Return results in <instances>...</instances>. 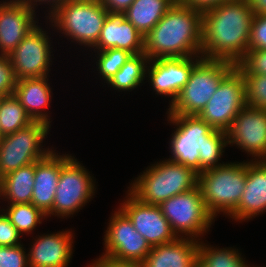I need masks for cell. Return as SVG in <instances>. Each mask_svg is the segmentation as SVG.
<instances>
[{
	"label": "cell",
	"mask_w": 266,
	"mask_h": 267,
	"mask_svg": "<svg viewBox=\"0 0 266 267\" xmlns=\"http://www.w3.org/2000/svg\"><path fill=\"white\" fill-rule=\"evenodd\" d=\"M61 173V154L51 150L35 162V180L31 203L47 215L53 208Z\"/></svg>",
	"instance_id": "obj_21"
},
{
	"label": "cell",
	"mask_w": 266,
	"mask_h": 267,
	"mask_svg": "<svg viewBox=\"0 0 266 267\" xmlns=\"http://www.w3.org/2000/svg\"><path fill=\"white\" fill-rule=\"evenodd\" d=\"M228 145L252 156V161L266 160V110L243 107L226 131Z\"/></svg>",
	"instance_id": "obj_14"
},
{
	"label": "cell",
	"mask_w": 266,
	"mask_h": 267,
	"mask_svg": "<svg viewBox=\"0 0 266 267\" xmlns=\"http://www.w3.org/2000/svg\"><path fill=\"white\" fill-rule=\"evenodd\" d=\"M93 51L117 48L132 55L143 53L144 36L126 20L124 13L108 12L97 43Z\"/></svg>",
	"instance_id": "obj_20"
},
{
	"label": "cell",
	"mask_w": 266,
	"mask_h": 267,
	"mask_svg": "<svg viewBox=\"0 0 266 267\" xmlns=\"http://www.w3.org/2000/svg\"><path fill=\"white\" fill-rule=\"evenodd\" d=\"M242 75L245 82L246 105L266 110V75Z\"/></svg>",
	"instance_id": "obj_32"
},
{
	"label": "cell",
	"mask_w": 266,
	"mask_h": 267,
	"mask_svg": "<svg viewBox=\"0 0 266 267\" xmlns=\"http://www.w3.org/2000/svg\"><path fill=\"white\" fill-rule=\"evenodd\" d=\"M175 3L176 0H135L124 14L145 37Z\"/></svg>",
	"instance_id": "obj_25"
},
{
	"label": "cell",
	"mask_w": 266,
	"mask_h": 267,
	"mask_svg": "<svg viewBox=\"0 0 266 267\" xmlns=\"http://www.w3.org/2000/svg\"><path fill=\"white\" fill-rule=\"evenodd\" d=\"M22 2H25L27 5H29L31 8L37 10L38 8H36L38 5L41 6V4L43 5H47L48 9L46 10L48 13L45 15H50L59 5L64 4L65 2L69 1V0H20ZM46 3V4H45ZM38 4V5H37ZM49 10V11H48Z\"/></svg>",
	"instance_id": "obj_41"
},
{
	"label": "cell",
	"mask_w": 266,
	"mask_h": 267,
	"mask_svg": "<svg viewBox=\"0 0 266 267\" xmlns=\"http://www.w3.org/2000/svg\"><path fill=\"white\" fill-rule=\"evenodd\" d=\"M203 10L175 3L144 37L150 59L201 55Z\"/></svg>",
	"instance_id": "obj_2"
},
{
	"label": "cell",
	"mask_w": 266,
	"mask_h": 267,
	"mask_svg": "<svg viewBox=\"0 0 266 267\" xmlns=\"http://www.w3.org/2000/svg\"><path fill=\"white\" fill-rule=\"evenodd\" d=\"M32 122L14 93L0 97V129L3 136L14 133Z\"/></svg>",
	"instance_id": "obj_28"
},
{
	"label": "cell",
	"mask_w": 266,
	"mask_h": 267,
	"mask_svg": "<svg viewBox=\"0 0 266 267\" xmlns=\"http://www.w3.org/2000/svg\"><path fill=\"white\" fill-rule=\"evenodd\" d=\"M25 249L23 244L0 246V267H29Z\"/></svg>",
	"instance_id": "obj_34"
},
{
	"label": "cell",
	"mask_w": 266,
	"mask_h": 267,
	"mask_svg": "<svg viewBox=\"0 0 266 267\" xmlns=\"http://www.w3.org/2000/svg\"><path fill=\"white\" fill-rule=\"evenodd\" d=\"M35 180V162L0 178V200L11 204L31 203Z\"/></svg>",
	"instance_id": "obj_24"
},
{
	"label": "cell",
	"mask_w": 266,
	"mask_h": 267,
	"mask_svg": "<svg viewBox=\"0 0 266 267\" xmlns=\"http://www.w3.org/2000/svg\"><path fill=\"white\" fill-rule=\"evenodd\" d=\"M199 241L179 238L153 246L141 267H196L198 265Z\"/></svg>",
	"instance_id": "obj_23"
},
{
	"label": "cell",
	"mask_w": 266,
	"mask_h": 267,
	"mask_svg": "<svg viewBox=\"0 0 266 267\" xmlns=\"http://www.w3.org/2000/svg\"><path fill=\"white\" fill-rule=\"evenodd\" d=\"M88 267H141L137 264L123 263L111 260L109 258L99 256Z\"/></svg>",
	"instance_id": "obj_40"
},
{
	"label": "cell",
	"mask_w": 266,
	"mask_h": 267,
	"mask_svg": "<svg viewBox=\"0 0 266 267\" xmlns=\"http://www.w3.org/2000/svg\"><path fill=\"white\" fill-rule=\"evenodd\" d=\"M203 242L202 239L199 241L198 265L200 267H255L247 264L248 261H245L244 255L236 247H213L214 245Z\"/></svg>",
	"instance_id": "obj_27"
},
{
	"label": "cell",
	"mask_w": 266,
	"mask_h": 267,
	"mask_svg": "<svg viewBox=\"0 0 266 267\" xmlns=\"http://www.w3.org/2000/svg\"><path fill=\"white\" fill-rule=\"evenodd\" d=\"M159 207L179 238L200 241L215 222L205 207L199 186L167 199Z\"/></svg>",
	"instance_id": "obj_8"
},
{
	"label": "cell",
	"mask_w": 266,
	"mask_h": 267,
	"mask_svg": "<svg viewBox=\"0 0 266 267\" xmlns=\"http://www.w3.org/2000/svg\"><path fill=\"white\" fill-rule=\"evenodd\" d=\"M246 106L245 82L242 73L234 67L219 83L199 116L212 128L227 131Z\"/></svg>",
	"instance_id": "obj_12"
},
{
	"label": "cell",
	"mask_w": 266,
	"mask_h": 267,
	"mask_svg": "<svg viewBox=\"0 0 266 267\" xmlns=\"http://www.w3.org/2000/svg\"><path fill=\"white\" fill-rule=\"evenodd\" d=\"M35 11L20 0L0 1V55L9 56L39 23Z\"/></svg>",
	"instance_id": "obj_17"
},
{
	"label": "cell",
	"mask_w": 266,
	"mask_h": 267,
	"mask_svg": "<svg viewBox=\"0 0 266 267\" xmlns=\"http://www.w3.org/2000/svg\"><path fill=\"white\" fill-rule=\"evenodd\" d=\"M247 160L245 190L237 208L228 216L240 223L266 212V160Z\"/></svg>",
	"instance_id": "obj_19"
},
{
	"label": "cell",
	"mask_w": 266,
	"mask_h": 267,
	"mask_svg": "<svg viewBox=\"0 0 266 267\" xmlns=\"http://www.w3.org/2000/svg\"><path fill=\"white\" fill-rule=\"evenodd\" d=\"M202 58L201 55H196L150 60L146 70V80L155 94L170 97V106L189 80L192 69Z\"/></svg>",
	"instance_id": "obj_15"
},
{
	"label": "cell",
	"mask_w": 266,
	"mask_h": 267,
	"mask_svg": "<svg viewBox=\"0 0 266 267\" xmlns=\"http://www.w3.org/2000/svg\"><path fill=\"white\" fill-rule=\"evenodd\" d=\"M21 234L0 209V246L21 245Z\"/></svg>",
	"instance_id": "obj_37"
},
{
	"label": "cell",
	"mask_w": 266,
	"mask_h": 267,
	"mask_svg": "<svg viewBox=\"0 0 266 267\" xmlns=\"http://www.w3.org/2000/svg\"><path fill=\"white\" fill-rule=\"evenodd\" d=\"M104 232V253L101 256L123 263L140 265L151 250V245L133 227L131 220L117 208L109 217Z\"/></svg>",
	"instance_id": "obj_10"
},
{
	"label": "cell",
	"mask_w": 266,
	"mask_h": 267,
	"mask_svg": "<svg viewBox=\"0 0 266 267\" xmlns=\"http://www.w3.org/2000/svg\"><path fill=\"white\" fill-rule=\"evenodd\" d=\"M94 53V57L97 58H94L96 61L94 70L97 69L100 79L105 80L104 83H107L132 55L127 50L117 48L94 51Z\"/></svg>",
	"instance_id": "obj_31"
},
{
	"label": "cell",
	"mask_w": 266,
	"mask_h": 267,
	"mask_svg": "<svg viewBox=\"0 0 266 267\" xmlns=\"http://www.w3.org/2000/svg\"><path fill=\"white\" fill-rule=\"evenodd\" d=\"M254 16L248 0H231L203 10L201 56L236 65L248 51Z\"/></svg>",
	"instance_id": "obj_1"
},
{
	"label": "cell",
	"mask_w": 266,
	"mask_h": 267,
	"mask_svg": "<svg viewBox=\"0 0 266 267\" xmlns=\"http://www.w3.org/2000/svg\"><path fill=\"white\" fill-rule=\"evenodd\" d=\"M71 154L61 155V173L52 210L47 218H66L78 213L95 196L94 175ZM96 187V188H95ZM75 213V214H74Z\"/></svg>",
	"instance_id": "obj_7"
},
{
	"label": "cell",
	"mask_w": 266,
	"mask_h": 267,
	"mask_svg": "<svg viewBox=\"0 0 266 267\" xmlns=\"http://www.w3.org/2000/svg\"><path fill=\"white\" fill-rule=\"evenodd\" d=\"M16 85L9 56L0 55V97L14 93Z\"/></svg>",
	"instance_id": "obj_36"
},
{
	"label": "cell",
	"mask_w": 266,
	"mask_h": 267,
	"mask_svg": "<svg viewBox=\"0 0 266 267\" xmlns=\"http://www.w3.org/2000/svg\"><path fill=\"white\" fill-rule=\"evenodd\" d=\"M235 67L225 60L202 58L192 69L177 99L168 106V115H199L216 92L221 80Z\"/></svg>",
	"instance_id": "obj_6"
},
{
	"label": "cell",
	"mask_w": 266,
	"mask_h": 267,
	"mask_svg": "<svg viewBox=\"0 0 266 267\" xmlns=\"http://www.w3.org/2000/svg\"><path fill=\"white\" fill-rule=\"evenodd\" d=\"M107 14L99 0H69L45 19L53 31L57 28V33L90 51L99 39Z\"/></svg>",
	"instance_id": "obj_4"
},
{
	"label": "cell",
	"mask_w": 266,
	"mask_h": 267,
	"mask_svg": "<svg viewBox=\"0 0 266 267\" xmlns=\"http://www.w3.org/2000/svg\"><path fill=\"white\" fill-rule=\"evenodd\" d=\"M72 230L38 234L27 252L29 267H68L73 255Z\"/></svg>",
	"instance_id": "obj_18"
},
{
	"label": "cell",
	"mask_w": 266,
	"mask_h": 267,
	"mask_svg": "<svg viewBox=\"0 0 266 267\" xmlns=\"http://www.w3.org/2000/svg\"><path fill=\"white\" fill-rule=\"evenodd\" d=\"M231 1V0H176L184 6L198 8L200 10L208 9L211 6L219 5L221 3Z\"/></svg>",
	"instance_id": "obj_39"
},
{
	"label": "cell",
	"mask_w": 266,
	"mask_h": 267,
	"mask_svg": "<svg viewBox=\"0 0 266 267\" xmlns=\"http://www.w3.org/2000/svg\"><path fill=\"white\" fill-rule=\"evenodd\" d=\"M47 124L33 121L28 126L7 134L0 139V178L20 167L45 157L52 148L44 147L43 141L50 134Z\"/></svg>",
	"instance_id": "obj_9"
},
{
	"label": "cell",
	"mask_w": 266,
	"mask_h": 267,
	"mask_svg": "<svg viewBox=\"0 0 266 267\" xmlns=\"http://www.w3.org/2000/svg\"><path fill=\"white\" fill-rule=\"evenodd\" d=\"M167 121L175 126L169 139L171 157L168 159L199 174V151H202L214 128L199 115H167Z\"/></svg>",
	"instance_id": "obj_11"
},
{
	"label": "cell",
	"mask_w": 266,
	"mask_h": 267,
	"mask_svg": "<svg viewBox=\"0 0 266 267\" xmlns=\"http://www.w3.org/2000/svg\"><path fill=\"white\" fill-rule=\"evenodd\" d=\"M48 34L37 24L9 54L16 81L49 76L54 56L51 55L53 47Z\"/></svg>",
	"instance_id": "obj_13"
},
{
	"label": "cell",
	"mask_w": 266,
	"mask_h": 267,
	"mask_svg": "<svg viewBox=\"0 0 266 267\" xmlns=\"http://www.w3.org/2000/svg\"><path fill=\"white\" fill-rule=\"evenodd\" d=\"M255 15L266 14V0H248Z\"/></svg>",
	"instance_id": "obj_42"
},
{
	"label": "cell",
	"mask_w": 266,
	"mask_h": 267,
	"mask_svg": "<svg viewBox=\"0 0 266 267\" xmlns=\"http://www.w3.org/2000/svg\"><path fill=\"white\" fill-rule=\"evenodd\" d=\"M228 146L226 131L214 129L208 135V141L205 142L202 151H199V173L205 170L225 165L221 162L224 156L225 147Z\"/></svg>",
	"instance_id": "obj_30"
},
{
	"label": "cell",
	"mask_w": 266,
	"mask_h": 267,
	"mask_svg": "<svg viewBox=\"0 0 266 267\" xmlns=\"http://www.w3.org/2000/svg\"><path fill=\"white\" fill-rule=\"evenodd\" d=\"M235 67L242 74L266 75V50L248 49Z\"/></svg>",
	"instance_id": "obj_33"
},
{
	"label": "cell",
	"mask_w": 266,
	"mask_h": 267,
	"mask_svg": "<svg viewBox=\"0 0 266 267\" xmlns=\"http://www.w3.org/2000/svg\"><path fill=\"white\" fill-rule=\"evenodd\" d=\"M1 210L21 235L33 233L37 225L47 219V216L32 203L11 204Z\"/></svg>",
	"instance_id": "obj_29"
},
{
	"label": "cell",
	"mask_w": 266,
	"mask_h": 267,
	"mask_svg": "<svg viewBox=\"0 0 266 267\" xmlns=\"http://www.w3.org/2000/svg\"><path fill=\"white\" fill-rule=\"evenodd\" d=\"M120 204L119 208L151 247L172 242L177 238L159 205L143 203L129 190Z\"/></svg>",
	"instance_id": "obj_16"
},
{
	"label": "cell",
	"mask_w": 266,
	"mask_h": 267,
	"mask_svg": "<svg viewBox=\"0 0 266 267\" xmlns=\"http://www.w3.org/2000/svg\"><path fill=\"white\" fill-rule=\"evenodd\" d=\"M247 178V161L226 162L198 174V186L205 207L217 218L229 216L238 206Z\"/></svg>",
	"instance_id": "obj_5"
},
{
	"label": "cell",
	"mask_w": 266,
	"mask_h": 267,
	"mask_svg": "<svg viewBox=\"0 0 266 267\" xmlns=\"http://www.w3.org/2000/svg\"><path fill=\"white\" fill-rule=\"evenodd\" d=\"M128 187L141 202L160 205L198 186V173L166 158L148 166Z\"/></svg>",
	"instance_id": "obj_3"
},
{
	"label": "cell",
	"mask_w": 266,
	"mask_h": 267,
	"mask_svg": "<svg viewBox=\"0 0 266 267\" xmlns=\"http://www.w3.org/2000/svg\"><path fill=\"white\" fill-rule=\"evenodd\" d=\"M248 49L266 50V14L254 16Z\"/></svg>",
	"instance_id": "obj_35"
},
{
	"label": "cell",
	"mask_w": 266,
	"mask_h": 267,
	"mask_svg": "<svg viewBox=\"0 0 266 267\" xmlns=\"http://www.w3.org/2000/svg\"><path fill=\"white\" fill-rule=\"evenodd\" d=\"M48 77L50 76L26 78L16 81L14 95L33 121L42 122L51 127L50 111L46 110L52 101L53 92L49 84L50 82H48Z\"/></svg>",
	"instance_id": "obj_22"
},
{
	"label": "cell",
	"mask_w": 266,
	"mask_h": 267,
	"mask_svg": "<svg viewBox=\"0 0 266 267\" xmlns=\"http://www.w3.org/2000/svg\"><path fill=\"white\" fill-rule=\"evenodd\" d=\"M108 12L124 13L135 0H99Z\"/></svg>",
	"instance_id": "obj_38"
},
{
	"label": "cell",
	"mask_w": 266,
	"mask_h": 267,
	"mask_svg": "<svg viewBox=\"0 0 266 267\" xmlns=\"http://www.w3.org/2000/svg\"><path fill=\"white\" fill-rule=\"evenodd\" d=\"M150 59L144 54L131 55L125 64L107 82L113 90L132 91L144 84L146 70Z\"/></svg>",
	"instance_id": "obj_26"
},
{
	"label": "cell",
	"mask_w": 266,
	"mask_h": 267,
	"mask_svg": "<svg viewBox=\"0 0 266 267\" xmlns=\"http://www.w3.org/2000/svg\"><path fill=\"white\" fill-rule=\"evenodd\" d=\"M3 137V135L1 134V129H0V139Z\"/></svg>",
	"instance_id": "obj_43"
}]
</instances>
